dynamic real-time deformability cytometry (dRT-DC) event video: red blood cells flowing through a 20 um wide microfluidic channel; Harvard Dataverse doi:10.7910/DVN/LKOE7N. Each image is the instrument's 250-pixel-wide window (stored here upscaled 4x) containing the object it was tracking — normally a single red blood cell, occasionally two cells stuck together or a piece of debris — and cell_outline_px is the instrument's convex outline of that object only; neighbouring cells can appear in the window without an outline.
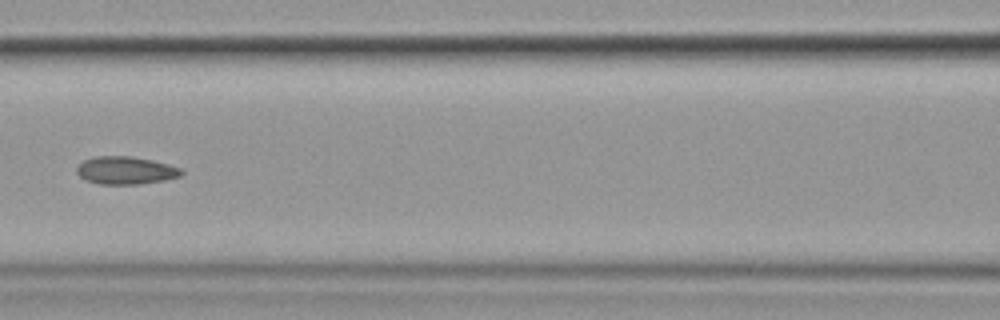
{"species": "common noctule bat (a hibernating species)", "species_latin": "Nyctalus noctula", "temperature_condition": "cold", "stored_images_in_passage": 6, "camera_frame_rate_fps": 3000, "um_per_image_px": 0.085, "animal": {"sex": "female", "body_mass_g": 19.9}, "frame": {"image": 1, "passage_image": 6, "time_ms": 6.667, "image_size_px": [1000, 320], "cell_outline_px": [[184, 172], [180, 176], [164, 180], [140, 184], [100, 184], [84, 180], [76, 172], [76, 168], [84, 160], [96, 156], [132, 156], [152, 160], [168, 164], [180, 168]], "centroid_in_image_um": [10.67, 14.48], "position_along_channel_um": 155.9, "area_um2": 16.94}}